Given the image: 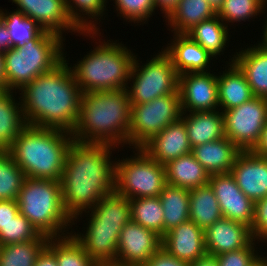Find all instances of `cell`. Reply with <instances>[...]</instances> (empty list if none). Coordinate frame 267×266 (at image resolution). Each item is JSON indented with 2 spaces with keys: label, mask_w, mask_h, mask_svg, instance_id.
Segmentation results:
<instances>
[{
  "label": "cell",
  "mask_w": 267,
  "mask_h": 266,
  "mask_svg": "<svg viewBox=\"0 0 267 266\" xmlns=\"http://www.w3.org/2000/svg\"><path fill=\"white\" fill-rule=\"evenodd\" d=\"M208 183L219 202L223 217L251 227L254 202L241 191L234 177L230 173L209 175Z\"/></svg>",
  "instance_id": "obj_15"
},
{
  "label": "cell",
  "mask_w": 267,
  "mask_h": 266,
  "mask_svg": "<svg viewBox=\"0 0 267 266\" xmlns=\"http://www.w3.org/2000/svg\"><path fill=\"white\" fill-rule=\"evenodd\" d=\"M164 211V235L189 220V189L166 185L159 195Z\"/></svg>",
  "instance_id": "obj_32"
},
{
  "label": "cell",
  "mask_w": 267,
  "mask_h": 266,
  "mask_svg": "<svg viewBox=\"0 0 267 266\" xmlns=\"http://www.w3.org/2000/svg\"><path fill=\"white\" fill-rule=\"evenodd\" d=\"M17 203L19 213L41 234L54 238L72 232L73 219L64 209L60 181L26 177Z\"/></svg>",
  "instance_id": "obj_6"
},
{
  "label": "cell",
  "mask_w": 267,
  "mask_h": 266,
  "mask_svg": "<svg viewBox=\"0 0 267 266\" xmlns=\"http://www.w3.org/2000/svg\"><path fill=\"white\" fill-rule=\"evenodd\" d=\"M179 92L131 105L129 145L141 148L152 137L181 118Z\"/></svg>",
  "instance_id": "obj_10"
},
{
  "label": "cell",
  "mask_w": 267,
  "mask_h": 266,
  "mask_svg": "<svg viewBox=\"0 0 267 266\" xmlns=\"http://www.w3.org/2000/svg\"><path fill=\"white\" fill-rule=\"evenodd\" d=\"M162 248V237L130 220L119 234L115 262L144 266Z\"/></svg>",
  "instance_id": "obj_14"
},
{
  "label": "cell",
  "mask_w": 267,
  "mask_h": 266,
  "mask_svg": "<svg viewBox=\"0 0 267 266\" xmlns=\"http://www.w3.org/2000/svg\"><path fill=\"white\" fill-rule=\"evenodd\" d=\"M225 71L218 72L219 110H229L254 97L244 73L234 62H227ZM222 74V75H221Z\"/></svg>",
  "instance_id": "obj_25"
},
{
  "label": "cell",
  "mask_w": 267,
  "mask_h": 266,
  "mask_svg": "<svg viewBox=\"0 0 267 266\" xmlns=\"http://www.w3.org/2000/svg\"><path fill=\"white\" fill-rule=\"evenodd\" d=\"M11 1V0H9ZM17 10L34 19L44 30L60 36L63 31L74 32L90 38H100L99 32H82L69 17L65 0H12ZM72 30V31H71ZM92 35V36H91Z\"/></svg>",
  "instance_id": "obj_12"
},
{
  "label": "cell",
  "mask_w": 267,
  "mask_h": 266,
  "mask_svg": "<svg viewBox=\"0 0 267 266\" xmlns=\"http://www.w3.org/2000/svg\"><path fill=\"white\" fill-rule=\"evenodd\" d=\"M225 137L241 151L253 150L267 122V98L254 96L242 105L223 111Z\"/></svg>",
  "instance_id": "obj_11"
},
{
  "label": "cell",
  "mask_w": 267,
  "mask_h": 266,
  "mask_svg": "<svg viewBox=\"0 0 267 266\" xmlns=\"http://www.w3.org/2000/svg\"><path fill=\"white\" fill-rule=\"evenodd\" d=\"M131 104L127 90L83 93L73 140L129 145ZM123 145V146H122Z\"/></svg>",
  "instance_id": "obj_3"
},
{
  "label": "cell",
  "mask_w": 267,
  "mask_h": 266,
  "mask_svg": "<svg viewBox=\"0 0 267 266\" xmlns=\"http://www.w3.org/2000/svg\"><path fill=\"white\" fill-rule=\"evenodd\" d=\"M141 148L161 165L189 154L192 150L184 121L181 118L168 125Z\"/></svg>",
  "instance_id": "obj_20"
},
{
  "label": "cell",
  "mask_w": 267,
  "mask_h": 266,
  "mask_svg": "<svg viewBox=\"0 0 267 266\" xmlns=\"http://www.w3.org/2000/svg\"><path fill=\"white\" fill-rule=\"evenodd\" d=\"M206 1L211 5V7L214 9L216 13L220 10L224 2V0H206Z\"/></svg>",
  "instance_id": "obj_53"
},
{
  "label": "cell",
  "mask_w": 267,
  "mask_h": 266,
  "mask_svg": "<svg viewBox=\"0 0 267 266\" xmlns=\"http://www.w3.org/2000/svg\"><path fill=\"white\" fill-rule=\"evenodd\" d=\"M0 90H5L4 52L0 51Z\"/></svg>",
  "instance_id": "obj_51"
},
{
  "label": "cell",
  "mask_w": 267,
  "mask_h": 266,
  "mask_svg": "<svg viewBox=\"0 0 267 266\" xmlns=\"http://www.w3.org/2000/svg\"><path fill=\"white\" fill-rule=\"evenodd\" d=\"M266 5L264 0H224L217 16L231 27L229 23L246 22L261 13L265 14Z\"/></svg>",
  "instance_id": "obj_39"
},
{
  "label": "cell",
  "mask_w": 267,
  "mask_h": 266,
  "mask_svg": "<svg viewBox=\"0 0 267 266\" xmlns=\"http://www.w3.org/2000/svg\"><path fill=\"white\" fill-rule=\"evenodd\" d=\"M191 147L225 137L224 115L221 110L182 112Z\"/></svg>",
  "instance_id": "obj_23"
},
{
  "label": "cell",
  "mask_w": 267,
  "mask_h": 266,
  "mask_svg": "<svg viewBox=\"0 0 267 266\" xmlns=\"http://www.w3.org/2000/svg\"><path fill=\"white\" fill-rule=\"evenodd\" d=\"M35 239H49L41 234L32 223L20 213L8 224H0V246L22 243Z\"/></svg>",
  "instance_id": "obj_40"
},
{
  "label": "cell",
  "mask_w": 267,
  "mask_h": 266,
  "mask_svg": "<svg viewBox=\"0 0 267 266\" xmlns=\"http://www.w3.org/2000/svg\"><path fill=\"white\" fill-rule=\"evenodd\" d=\"M173 39L163 49L172 59L178 75L186 73L209 72L213 57L207 50L186 34L173 33ZM209 71H208V70Z\"/></svg>",
  "instance_id": "obj_21"
},
{
  "label": "cell",
  "mask_w": 267,
  "mask_h": 266,
  "mask_svg": "<svg viewBox=\"0 0 267 266\" xmlns=\"http://www.w3.org/2000/svg\"><path fill=\"white\" fill-rule=\"evenodd\" d=\"M65 2L69 17L82 32L100 31L97 22L101 21L100 19L104 20L103 16L107 14V0H65Z\"/></svg>",
  "instance_id": "obj_33"
},
{
  "label": "cell",
  "mask_w": 267,
  "mask_h": 266,
  "mask_svg": "<svg viewBox=\"0 0 267 266\" xmlns=\"http://www.w3.org/2000/svg\"><path fill=\"white\" fill-rule=\"evenodd\" d=\"M64 55V60L54 69L39 75L19 91L27 125L71 133L75 129L83 92Z\"/></svg>",
  "instance_id": "obj_2"
},
{
  "label": "cell",
  "mask_w": 267,
  "mask_h": 266,
  "mask_svg": "<svg viewBox=\"0 0 267 266\" xmlns=\"http://www.w3.org/2000/svg\"><path fill=\"white\" fill-rule=\"evenodd\" d=\"M114 3V8L119 11L117 16L120 15L126 22L137 23V25H141V22L147 24L149 18L155 13L153 0H115Z\"/></svg>",
  "instance_id": "obj_41"
},
{
  "label": "cell",
  "mask_w": 267,
  "mask_h": 266,
  "mask_svg": "<svg viewBox=\"0 0 267 266\" xmlns=\"http://www.w3.org/2000/svg\"><path fill=\"white\" fill-rule=\"evenodd\" d=\"M189 220L204 231L223 217L219 202L208 184L189 189Z\"/></svg>",
  "instance_id": "obj_29"
},
{
  "label": "cell",
  "mask_w": 267,
  "mask_h": 266,
  "mask_svg": "<svg viewBox=\"0 0 267 266\" xmlns=\"http://www.w3.org/2000/svg\"><path fill=\"white\" fill-rule=\"evenodd\" d=\"M263 27V33H261V34H263L262 35V37H261V41H259L258 42V44L261 46V47H264V48H266L267 49V19H265V24H264V26H262Z\"/></svg>",
  "instance_id": "obj_52"
},
{
  "label": "cell",
  "mask_w": 267,
  "mask_h": 266,
  "mask_svg": "<svg viewBox=\"0 0 267 266\" xmlns=\"http://www.w3.org/2000/svg\"><path fill=\"white\" fill-rule=\"evenodd\" d=\"M34 266H58L55 254L46 246L38 255Z\"/></svg>",
  "instance_id": "obj_46"
},
{
  "label": "cell",
  "mask_w": 267,
  "mask_h": 266,
  "mask_svg": "<svg viewBox=\"0 0 267 266\" xmlns=\"http://www.w3.org/2000/svg\"><path fill=\"white\" fill-rule=\"evenodd\" d=\"M166 181L170 186L193 189L208 184L209 174L192 153L165 164Z\"/></svg>",
  "instance_id": "obj_27"
},
{
  "label": "cell",
  "mask_w": 267,
  "mask_h": 266,
  "mask_svg": "<svg viewBox=\"0 0 267 266\" xmlns=\"http://www.w3.org/2000/svg\"><path fill=\"white\" fill-rule=\"evenodd\" d=\"M71 132L27 125L7 150L26 177L61 181Z\"/></svg>",
  "instance_id": "obj_4"
},
{
  "label": "cell",
  "mask_w": 267,
  "mask_h": 266,
  "mask_svg": "<svg viewBox=\"0 0 267 266\" xmlns=\"http://www.w3.org/2000/svg\"><path fill=\"white\" fill-rule=\"evenodd\" d=\"M135 151V156L116 161L114 191L128 199L158 197L167 185L165 165L152 159L142 148Z\"/></svg>",
  "instance_id": "obj_8"
},
{
  "label": "cell",
  "mask_w": 267,
  "mask_h": 266,
  "mask_svg": "<svg viewBox=\"0 0 267 266\" xmlns=\"http://www.w3.org/2000/svg\"><path fill=\"white\" fill-rule=\"evenodd\" d=\"M106 143L73 140L68 149L61 178L64 209L75 221L101 199L114 192L115 163ZM112 150V151H111Z\"/></svg>",
  "instance_id": "obj_1"
},
{
  "label": "cell",
  "mask_w": 267,
  "mask_h": 266,
  "mask_svg": "<svg viewBox=\"0 0 267 266\" xmlns=\"http://www.w3.org/2000/svg\"><path fill=\"white\" fill-rule=\"evenodd\" d=\"M189 266H218V262L216 256L206 254L205 256L190 263Z\"/></svg>",
  "instance_id": "obj_50"
},
{
  "label": "cell",
  "mask_w": 267,
  "mask_h": 266,
  "mask_svg": "<svg viewBox=\"0 0 267 266\" xmlns=\"http://www.w3.org/2000/svg\"><path fill=\"white\" fill-rule=\"evenodd\" d=\"M48 239H35L0 246V266H34Z\"/></svg>",
  "instance_id": "obj_37"
},
{
  "label": "cell",
  "mask_w": 267,
  "mask_h": 266,
  "mask_svg": "<svg viewBox=\"0 0 267 266\" xmlns=\"http://www.w3.org/2000/svg\"><path fill=\"white\" fill-rule=\"evenodd\" d=\"M206 253L212 256L249 246L253 241L251 227L221 217L204 231Z\"/></svg>",
  "instance_id": "obj_17"
},
{
  "label": "cell",
  "mask_w": 267,
  "mask_h": 266,
  "mask_svg": "<svg viewBox=\"0 0 267 266\" xmlns=\"http://www.w3.org/2000/svg\"><path fill=\"white\" fill-rule=\"evenodd\" d=\"M155 5V10L160 9L162 14L164 15V19L167 18L174 8L178 5L179 0H153Z\"/></svg>",
  "instance_id": "obj_47"
},
{
  "label": "cell",
  "mask_w": 267,
  "mask_h": 266,
  "mask_svg": "<svg viewBox=\"0 0 267 266\" xmlns=\"http://www.w3.org/2000/svg\"><path fill=\"white\" fill-rule=\"evenodd\" d=\"M144 266H189V263L169 255L163 248H161Z\"/></svg>",
  "instance_id": "obj_44"
},
{
  "label": "cell",
  "mask_w": 267,
  "mask_h": 266,
  "mask_svg": "<svg viewBox=\"0 0 267 266\" xmlns=\"http://www.w3.org/2000/svg\"><path fill=\"white\" fill-rule=\"evenodd\" d=\"M125 225L87 224L84 233H70L96 263L116 259L119 234ZM80 233V234H79Z\"/></svg>",
  "instance_id": "obj_18"
},
{
  "label": "cell",
  "mask_w": 267,
  "mask_h": 266,
  "mask_svg": "<svg viewBox=\"0 0 267 266\" xmlns=\"http://www.w3.org/2000/svg\"><path fill=\"white\" fill-rule=\"evenodd\" d=\"M65 37L47 32L23 47L4 52L5 90L20 91L39 75L51 71L64 60Z\"/></svg>",
  "instance_id": "obj_7"
},
{
  "label": "cell",
  "mask_w": 267,
  "mask_h": 266,
  "mask_svg": "<svg viewBox=\"0 0 267 266\" xmlns=\"http://www.w3.org/2000/svg\"><path fill=\"white\" fill-rule=\"evenodd\" d=\"M230 174L241 191L253 202L267 196V157L257 155L252 150L241 151Z\"/></svg>",
  "instance_id": "obj_16"
},
{
  "label": "cell",
  "mask_w": 267,
  "mask_h": 266,
  "mask_svg": "<svg viewBox=\"0 0 267 266\" xmlns=\"http://www.w3.org/2000/svg\"><path fill=\"white\" fill-rule=\"evenodd\" d=\"M162 248L169 255L190 264L207 254L204 230L188 220L165 233Z\"/></svg>",
  "instance_id": "obj_19"
},
{
  "label": "cell",
  "mask_w": 267,
  "mask_h": 266,
  "mask_svg": "<svg viewBox=\"0 0 267 266\" xmlns=\"http://www.w3.org/2000/svg\"><path fill=\"white\" fill-rule=\"evenodd\" d=\"M131 220L164 236V211L158 197L130 199Z\"/></svg>",
  "instance_id": "obj_35"
},
{
  "label": "cell",
  "mask_w": 267,
  "mask_h": 266,
  "mask_svg": "<svg viewBox=\"0 0 267 266\" xmlns=\"http://www.w3.org/2000/svg\"><path fill=\"white\" fill-rule=\"evenodd\" d=\"M251 232L257 242L267 241V196L254 202V215Z\"/></svg>",
  "instance_id": "obj_43"
},
{
  "label": "cell",
  "mask_w": 267,
  "mask_h": 266,
  "mask_svg": "<svg viewBox=\"0 0 267 266\" xmlns=\"http://www.w3.org/2000/svg\"><path fill=\"white\" fill-rule=\"evenodd\" d=\"M47 247L55 254L58 266H97L71 234L49 238Z\"/></svg>",
  "instance_id": "obj_36"
},
{
  "label": "cell",
  "mask_w": 267,
  "mask_h": 266,
  "mask_svg": "<svg viewBox=\"0 0 267 266\" xmlns=\"http://www.w3.org/2000/svg\"><path fill=\"white\" fill-rule=\"evenodd\" d=\"M228 62H234L244 73L252 94L267 98V49L259 44L239 50Z\"/></svg>",
  "instance_id": "obj_22"
},
{
  "label": "cell",
  "mask_w": 267,
  "mask_h": 266,
  "mask_svg": "<svg viewBox=\"0 0 267 266\" xmlns=\"http://www.w3.org/2000/svg\"><path fill=\"white\" fill-rule=\"evenodd\" d=\"M252 151L257 155L267 157V122L262 131L260 141Z\"/></svg>",
  "instance_id": "obj_49"
},
{
  "label": "cell",
  "mask_w": 267,
  "mask_h": 266,
  "mask_svg": "<svg viewBox=\"0 0 267 266\" xmlns=\"http://www.w3.org/2000/svg\"><path fill=\"white\" fill-rule=\"evenodd\" d=\"M26 179L8 151H0V200H17Z\"/></svg>",
  "instance_id": "obj_38"
},
{
  "label": "cell",
  "mask_w": 267,
  "mask_h": 266,
  "mask_svg": "<svg viewBox=\"0 0 267 266\" xmlns=\"http://www.w3.org/2000/svg\"><path fill=\"white\" fill-rule=\"evenodd\" d=\"M155 56V57H154ZM137 55L130 70L127 94L131 105L178 92V78L170 56L163 50L141 65Z\"/></svg>",
  "instance_id": "obj_9"
},
{
  "label": "cell",
  "mask_w": 267,
  "mask_h": 266,
  "mask_svg": "<svg viewBox=\"0 0 267 266\" xmlns=\"http://www.w3.org/2000/svg\"><path fill=\"white\" fill-rule=\"evenodd\" d=\"M229 29L216 15L209 20L195 25L186 35L216 58L224 53L225 46L228 44L227 41H230L228 37L230 36L228 33Z\"/></svg>",
  "instance_id": "obj_31"
},
{
  "label": "cell",
  "mask_w": 267,
  "mask_h": 266,
  "mask_svg": "<svg viewBox=\"0 0 267 266\" xmlns=\"http://www.w3.org/2000/svg\"><path fill=\"white\" fill-rule=\"evenodd\" d=\"M178 92L182 112L219 110L217 74L209 72L179 75Z\"/></svg>",
  "instance_id": "obj_13"
},
{
  "label": "cell",
  "mask_w": 267,
  "mask_h": 266,
  "mask_svg": "<svg viewBox=\"0 0 267 266\" xmlns=\"http://www.w3.org/2000/svg\"><path fill=\"white\" fill-rule=\"evenodd\" d=\"M18 214L17 200H0V224H8Z\"/></svg>",
  "instance_id": "obj_45"
},
{
  "label": "cell",
  "mask_w": 267,
  "mask_h": 266,
  "mask_svg": "<svg viewBox=\"0 0 267 266\" xmlns=\"http://www.w3.org/2000/svg\"><path fill=\"white\" fill-rule=\"evenodd\" d=\"M0 17L11 37V47H23L29 40H33L37 35H45L48 31L44 30L34 19L25 16L21 11L7 12L1 10Z\"/></svg>",
  "instance_id": "obj_34"
},
{
  "label": "cell",
  "mask_w": 267,
  "mask_h": 266,
  "mask_svg": "<svg viewBox=\"0 0 267 266\" xmlns=\"http://www.w3.org/2000/svg\"><path fill=\"white\" fill-rule=\"evenodd\" d=\"M97 266H135V265L121 264V263L113 261V262L100 263V264H97Z\"/></svg>",
  "instance_id": "obj_55"
},
{
  "label": "cell",
  "mask_w": 267,
  "mask_h": 266,
  "mask_svg": "<svg viewBox=\"0 0 267 266\" xmlns=\"http://www.w3.org/2000/svg\"><path fill=\"white\" fill-rule=\"evenodd\" d=\"M263 255L264 254H262L251 266H267V256Z\"/></svg>",
  "instance_id": "obj_54"
},
{
  "label": "cell",
  "mask_w": 267,
  "mask_h": 266,
  "mask_svg": "<svg viewBox=\"0 0 267 266\" xmlns=\"http://www.w3.org/2000/svg\"><path fill=\"white\" fill-rule=\"evenodd\" d=\"M217 13L206 0H179L178 5L166 18L171 32L186 34L199 23L215 17Z\"/></svg>",
  "instance_id": "obj_28"
},
{
  "label": "cell",
  "mask_w": 267,
  "mask_h": 266,
  "mask_svg": "<svg viewBox=\"0 0 267 266\" xmlns=\"http://www.w3.org/2000/svg\"><path fill=\"white\" fill-rule=\"evenodd\" d=\"M14 93L0 90V151H7L27 126L21 100L18 97L17 101Z\"/></svg>",
  "instance_id": "obj_26"
},
{
  "label": "cell",
  "mask_w": 267,
  "mask_h": 266,
  "mask_svg": "<svg viewBox=\"0 0 267 266\" xmlns=\"http://www.w3.org/2000/svg\"><path fill=\"white\" fill-rule=\"evenodd\" d=\"M240 152L241 150L227 137L194 146L191 150L194 158L209 175L230 173Z\"/></svg>",
  "instance_id": "obj_24"
},
{
  "label": "cell",
  "mask_w": 267,
  "mask_h": 266,
  "mask_svg": "<svg viewBox=\"0 0 267 266\" xmlns=\"http://www.w3.org/2000/svg\"><path fill=\"white\" fill-rule=\"evenodd\" d=\"M98 40L95 45H99L93 47L94 50L69 66L74 80L83 93L126 89L134 53L117 40Z\"/></svg>",
  "instance_id": "obj_5"
},
{
  "label": "cell",
  "mask_w": 267,
  "mask_h": 266,
  "mask_svg": "<svg viewBox=\"0 0 267 266\" xmlns=\"http://www.w3.org/2000/svg\"><path fill=\"white\" fill-rule=\"evenodd\" d=\"M256 244L254 240L245 248L216 255L218 266H251L261 256Z\"/></svg>",
  "instance_id": "obj_42"
},
{
  "label": "cell",
  "mask_w": 267,
  "mask_h": 266,
  "mask_svg": "<svg viewBox=\"0 0 267 266\" xmlns=\"http://www.w3.org/2000/svg\"><path fill=\"white\" fill-rule=\"evenodd\" d=\"M86 213L89 218L85 224L126 225L131 220L130 199L114 191Z\"/></svg>",
  "instance_id": "obj_30"
},
{
  "label": "cell",
  "mask_w": 267,
  "mask_h": 266,
  "mask_svg": "<svg viewBox=\"0 0 267 266\" xmlns=\"http://www.w3.org/2000/svg\"><path fill=\"white\" fill-rule=\"evenodd\" d=\"M11 37L4 25L2 18L0 17V51L6 52L11 49Z\"/></svg>",
  "instance_id": "obj_48"
}]
</instances>
